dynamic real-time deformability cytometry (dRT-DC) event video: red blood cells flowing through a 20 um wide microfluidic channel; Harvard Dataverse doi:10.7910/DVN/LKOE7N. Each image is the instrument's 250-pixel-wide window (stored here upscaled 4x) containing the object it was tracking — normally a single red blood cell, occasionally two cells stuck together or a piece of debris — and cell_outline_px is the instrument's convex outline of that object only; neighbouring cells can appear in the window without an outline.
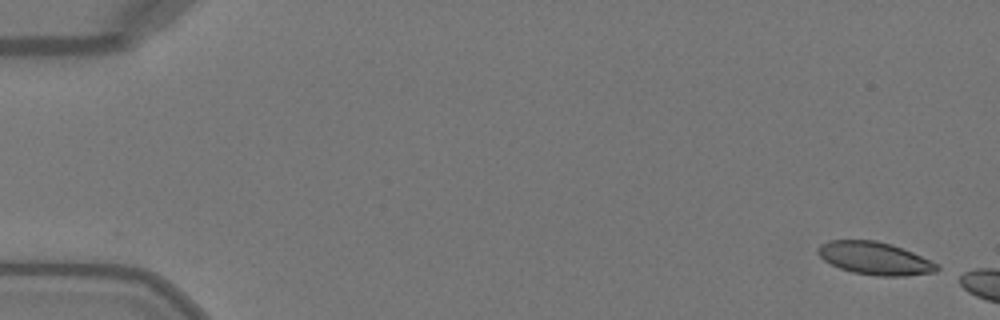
{"species": "Egyptian fruit bat (a non-hibernating species)", "species_latin": "Rousettus aegyptiacus", "temperature_condition": "warm", "stored_images_in_passage": 7, "camera_frame_rate_fps": 3000, "um_per_image_px": 0.085, "animal": {"sex": "female"}, "frame": {"image": 1, "passage_image": 1, "time_ms": 0.0, "image_size_px": [1000, 320], "cell_outline_px": [[940, 268], [936, 272], [904, 276], [876, 276], [852, 272], [840, 268], [824, 260], [816, 252], [820, 244], [828, 240], [876, 240], [892, 244], [912, 252], [940, 264]], "centroid_in_image_um": [74.38, 21.96], "position_along_channel_um": 10.6, "area_um2": 22.83}}